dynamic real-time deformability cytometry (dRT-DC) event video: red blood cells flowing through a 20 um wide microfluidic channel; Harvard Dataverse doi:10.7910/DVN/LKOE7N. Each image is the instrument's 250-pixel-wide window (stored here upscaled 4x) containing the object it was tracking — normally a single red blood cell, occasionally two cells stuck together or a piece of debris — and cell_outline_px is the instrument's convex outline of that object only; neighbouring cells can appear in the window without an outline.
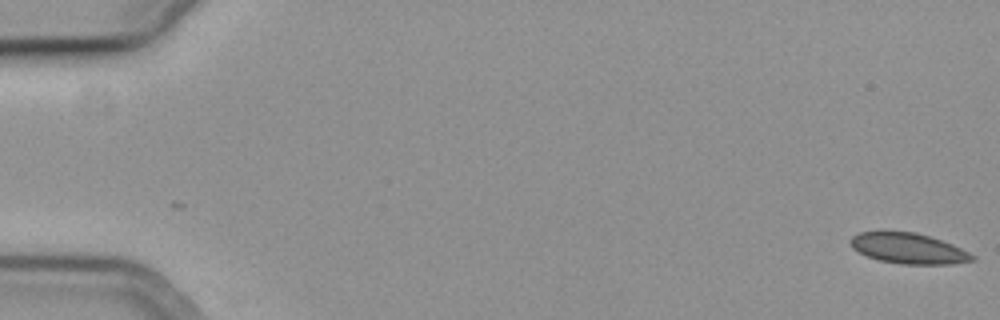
{"species": "common noctule bat (a hibernating species)", "species_latin": "Nyctalus noctula", "temperature_condition": "cold", "stored_images_in_passage": 11, "camera_frame_rate_fps": 3000, "um_per_image_px": 0.085, "animal": {"sex": "female", "body_mass_g": 19.3, "forearm_length_mm": 54.1}, "frame": {"image": 1, "passage_image": 1, "time_ms": 0.0, "image_size_px": [1000, 320], "cell_outline_px": [[976, 260], [952, 264], [900, 264], [880, 260], [868, 256], [852, 248], [848, 240], [852, 236], [860, 232], [880, 228], [916, 232], [952, 244], [976, 256]], "centroid_in_image_um": [77.15, 21.07], "position_along_channel_um": 7.8, "area_um2": 22.31}}